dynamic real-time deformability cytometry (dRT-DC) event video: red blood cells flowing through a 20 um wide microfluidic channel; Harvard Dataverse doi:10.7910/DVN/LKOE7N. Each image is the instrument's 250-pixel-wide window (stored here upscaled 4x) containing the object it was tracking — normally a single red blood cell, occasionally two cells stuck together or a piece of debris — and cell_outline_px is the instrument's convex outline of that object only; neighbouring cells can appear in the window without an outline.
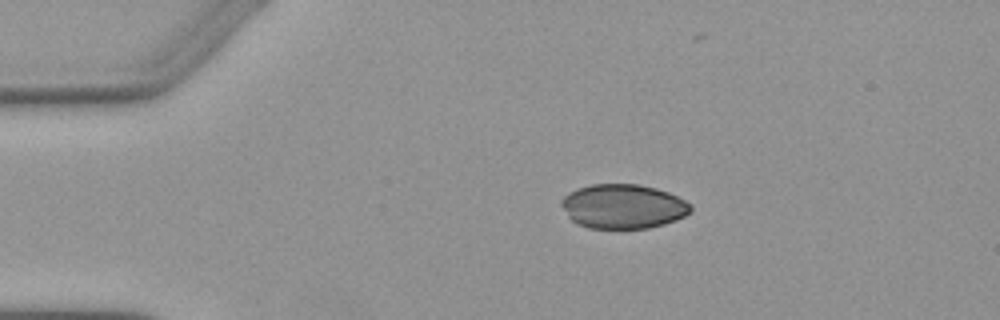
{"species": "Egyptian fruit bat (a non-hibernating species)", "species_latin": "Rousettus aegyptiacus", "temperature_condition": "warm", "stored_images_in_passage": 3, "camera_frame_rate_fps": 3000, "um_per_image_px": 0.085, "animal": {"sex": "female"}, "frame": {"image": 1, "passage_image": 1, "time_ms": 0.0, "image_size_px": [1000, 320], "cell_outline_px": [[692, 212], [676, 220], [664, 224], [648, 228], [588, 228], [576, 224], [568, 216], [560, 204], [560, 200], [568, 192], [592, 184], [640, 184], [656, 188], [668, 192], [692, 204]], "centroid_in_image_um": [52.97, 17.54], "position_along_channel_um": 32.0, "area_um2": 33.58}}